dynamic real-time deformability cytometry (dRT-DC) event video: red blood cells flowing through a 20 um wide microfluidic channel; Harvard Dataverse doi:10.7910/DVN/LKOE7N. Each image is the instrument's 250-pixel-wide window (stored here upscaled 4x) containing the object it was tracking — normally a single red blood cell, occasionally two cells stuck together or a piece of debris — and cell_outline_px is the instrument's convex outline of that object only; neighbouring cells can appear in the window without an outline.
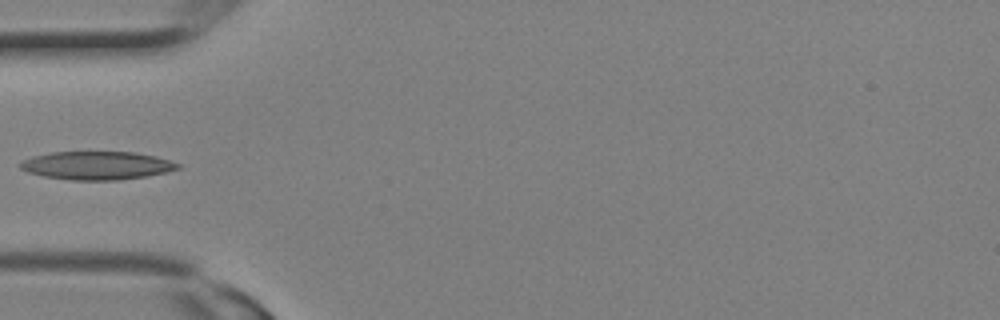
{"species": "Egyptian fruit bat (a non-hibernating species)", "species_latin": "Rousettus aegyptiacus", "temperature_condition": "room temperature", "stored_images_in_passage": 3, "camera_frame_rate_fps": 3000, "um_per_image_px": 0.085, "animal": {"sex": "female"}, "frame": {"image": 1, "passage_image": 3, "time_ms": 0.667, "image_size_px": [1000, 320], "cell_outline_px": [[184, 164], [180, 168], [168, 172], [120, 180], [72, 180], [44, 176], [28, 172], [20, 168], [20, 164], [24, 160], [32, 156], [52, 152], [136, 152], [156, 156]], "centroid_in_image_um": [8.3, 14.06], "position_along_channel_um": 76.7, "area_um2": 26.01}}